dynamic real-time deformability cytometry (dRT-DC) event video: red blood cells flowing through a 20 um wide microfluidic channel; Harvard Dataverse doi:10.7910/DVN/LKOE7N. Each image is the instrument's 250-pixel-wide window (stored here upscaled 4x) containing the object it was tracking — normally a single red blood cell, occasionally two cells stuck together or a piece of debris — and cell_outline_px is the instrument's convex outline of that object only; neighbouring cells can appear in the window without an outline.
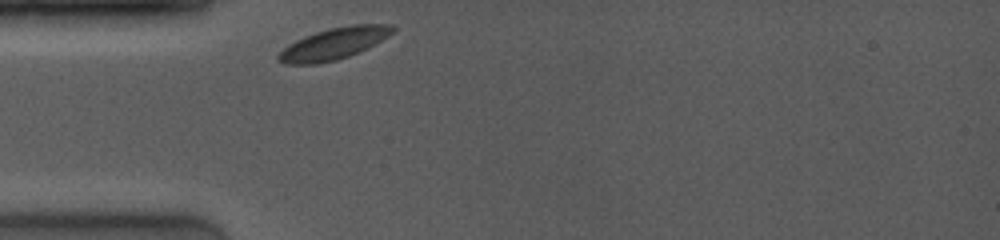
{"species": "common noctule bat (a hibernating species)", "species_latin": "Nyctalus noctula", "temperature_condition": "room temperature", "stored_images_in_passage": 39, "camera_frame_rate_fps": 4000, "um_per_image_px": 0.085, "animal": {"sex": "female", "body_mass_g": 19.0, "forearm_length_mm": 53.3}, "frame": {"image": 1, "passage_image": 1, "time_ms": 0.0, "image_size_px": [1000, 240], "cell_outline_px": [[396, 28], [388, 36], [348, 56], [336, 60], [316, 64], [284, 64], [276, 60], [276, 56], [288, 44], [304, 36], [328, 28], [352, 24], [392, 24]], "centroid_in_image_um": [28.32, 3.7], "position_along_channel_um": 56.7, "area_um2": 20.81}}
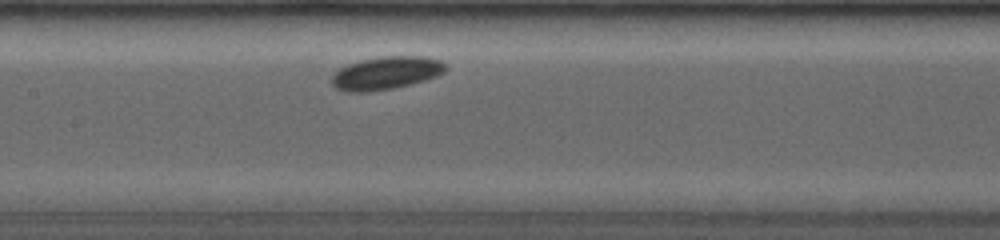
{"frame": {"image": 2, "passage_image": 14, "time_ms": 3.25, "image_size_px": [1000, 240], "cell_outline_px": [[448, 68], [444, 72], [436, 76], [412, 84], [392, 88], [368, 92], [344, 92], [336, 88], [332, 84], [332, 76], [340, 68], [348, 64], [360, 60], [384, 56], [424, 56], [440, 60], [448, 64]], "centroid_in_image_um": [32.84, 6.2], "position_along_channel_um": 174.6, "area_um2": 21.96}}
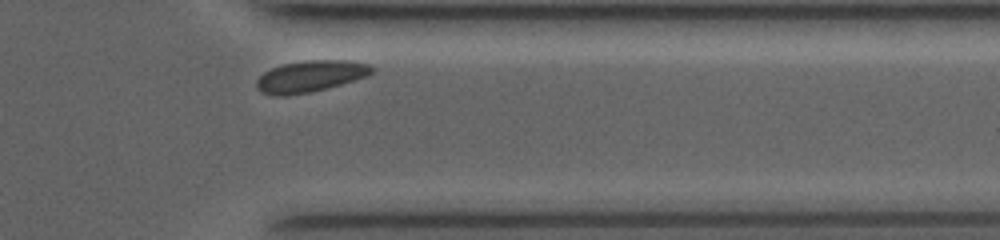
{"frame": {"image": 3, "passage_image": 36, "time_ms": 8.75, "image_size_px": [1000, 240], "cell_outline_px": [[376, 68], [368, 76], [340, 84], [308, 92], [284, 96], [276, 96], [260, 92], [256, 88], [256, 80], [264, 72], [272, 68], [284, 64], [304, 60], [348, 60], [368, 64]], "centroid_in_image_um": [26.37, 6.47], "position_along_channel_um": 385.0, "area_um2": 21.04}, "authors_computed_cell_mechanics": {"area_um2": 20.9814, "velocity_mm_per_s": 3.7893, "shape_relaxation_time_tau1_ms": 3.5943, "shape_relaxation_time_tau2_ms": null, "deformation_change_tau1": 0.0824, "deformation_change_tau2": null}}